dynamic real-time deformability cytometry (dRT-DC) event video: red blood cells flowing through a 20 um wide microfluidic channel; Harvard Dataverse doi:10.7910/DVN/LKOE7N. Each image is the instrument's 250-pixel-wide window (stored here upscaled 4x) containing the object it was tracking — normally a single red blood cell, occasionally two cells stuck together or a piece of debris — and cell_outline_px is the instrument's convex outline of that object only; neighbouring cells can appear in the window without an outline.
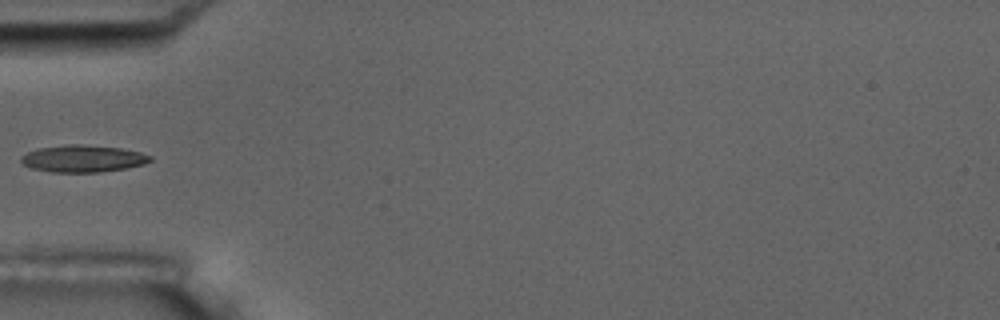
{"species": "common noctule bat (a hibernating species)", "species_latin": "Nyctalus noctula", "temperature_condition": "room temperature", "stored_images_in_passage": 5, "camera_frame_rate_fps": 3000, "um_per_image_px": 0.085, "animal": {"sex": "male", "body_mass_g": 17.5, "forearm_length_mm": 52.3}, "frame": {"image": 1, "passage_image": 4, "time_ms": 4.333, "image_size_px": [1000, 320], "cell_outline_px": [[152, 160], [144, 164], [124, 168], [100, 172], [52, 172], [32, 168], [24, 164], [20, 160], [20, 156], [36, 148], [72, 144], [80, 144], [120, 148], [140, 152], [152, 156]], "centroid_in_image_um": [7.04, 13.48], "position_along_channel_um": 78.0, "area_um2": 20.23}}